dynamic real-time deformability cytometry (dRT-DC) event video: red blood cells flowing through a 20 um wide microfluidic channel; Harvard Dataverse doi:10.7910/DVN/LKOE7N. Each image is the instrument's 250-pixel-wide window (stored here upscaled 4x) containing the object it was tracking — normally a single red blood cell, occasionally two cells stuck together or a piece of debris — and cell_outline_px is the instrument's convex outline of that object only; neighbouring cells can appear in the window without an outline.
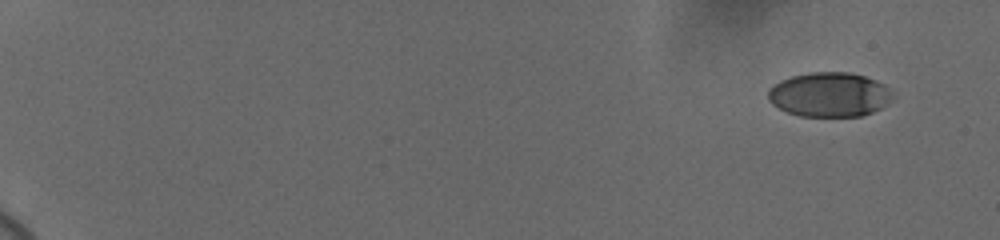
{"species": "human", "species_latin": "Homo sapiens", "temperature_condition": "cold", "stored_images_in_passage": 43, "camera_frame_rate_fps": 3000, "um_per_image_px": 0.085, "donor": {"sex": "female"}, "frame": {"image": 1, "passage_image": 1, "time_ms": 0.0, "image_size_px": [1000, 240], "cell_outline_px": [[892, 96], [880, 108], [872, 112], [860, 116], [800, 116], [788, 112], [772, 104], [768, 100], [768, 88], [780, 80], [792, 76], [808, 72], [848, 72], [864, 76], [876, 80], [884, 84], [888, 88]], "centroid_in_image_um": [70.45, 8.03], "position_along_channel_um": 14.6, "area_um2": 32.08}}
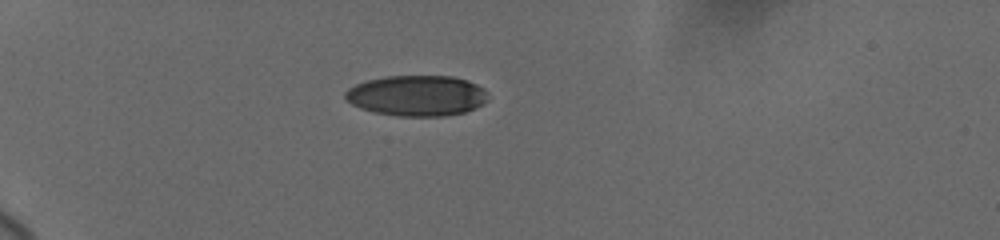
{"frame": {"image": 2, "passage_image": 35, "time_ms": 5.0, "image_size_px": [1000, 240], "cell_outline_px": [[488, 100], [484, 104], [476, 108], [464, 112], [444, 116], [400, 116], [372, 112], [360, 108], [352, 104], [344, 96], [344, 92], [348, 88], [356, 84], [368, 80], [384, 76], [452, 76], [468, 80], [484, 88], [488, 92]], "centroid_in_image_um": [35.46, 8.13], "position_along_channel_um": 49.5, "area_um2": 34.1}}